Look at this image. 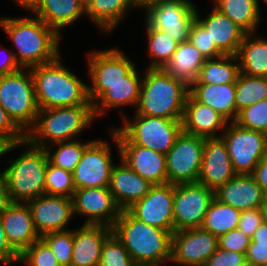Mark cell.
Segmentation results:
<instances>
[{
    "label": "cell",
    "mask_w": 267,
    "mask_h": 266,
    "mask_svg": "<svg viewBox=\"0 0 267 266\" xmlns=\"http://www.w3.org/2000/svg\"><path fill=\"white\" fill-rule=\"evenodd\" d=\"M205 138L181 132L166 154L170 184L196 183L199 179Z\"/></svg>",
    "instance_id": "8fae6325"
},
{
    "label": "cell",
    "mask_w": 267,
    "mask_h": 266,
    "mask_svg": "<svg viewBox=\"0 0 267 266\" xmlns=\"http://www.w3.org/2000/svg\"><path fill=\"white\" fill-rule=\"evenodd\" d=\"M258 1V4H259V0H257ZM263 1V4L265 3L266 4V6H267V0H262Z\"/></svg>",
    "instance_id": "94428289"
},
{
    "label": "cell",
    "mask_w": 267,
    "mask_h": 266,
    "mask_svg": "<svg viewBox=\"0 0 267 266\" xmlns=\"http://www.w3.org/2000/svg\"><path fill=\"white\" fill-rule=\"evenodd\" d=\"M255 34H246L239 45L236 57L240 73L267 77V40L263 37L257 38Z\"/></svg>",
    "instance_id": "1f68e13d"
},
{
    "label": "cell",
    "mask_w": 267,
    "mask_h": 266,
    "mask_svg": "<svg viewBox=\"0 0 267 266\" xmlns=\"http://www.w3.org/2000/svg\"><path fill=\"white\" fill-rule=\"evenodd\" d=\"M227 152L236 174H252L267 151V135L229 122L223 133Z\"/></svg>",
    "instance_id": "9c48e42d"
},
{
    "label": "cell",
    "mask_w": 267,
    "mask_h": 266,
    "mask_svg": "<svg viewBox=\"0 0 267 266\" xmlns=\"http://www.w3.org/2000/svg\"><path fill=\"white\" fill-rule=\"evenodd\" d=\"M87 141L82 143L81 140H73L67 142H58L51 144L54 147L56 145V150L52 151L49 147H45V151L48 156L49 163L55 167L62 168L64 170L73 172L85 148L92 142Z\"/></svg>",
    "instance_id": "74e56055"
},
{
    "label": "cell",
    "mask_w": 267,
    "mask_h": 266,
    "mask_svg": "<svg viewBox=\"0 0 267 266\" xmlns=\"http://www.w3.org/2000/svg\"><path fill=\"white\" fill-rule=\"evenodd\" d=\"M16 4L21 6V8H25V10L29 12H33L36 7L40 4L41 0H14Z\"/></svg>",
    "instance_id": "9f6ffc18"
},
{
    "label": "cell",
    "mask_w": 267,
    "mask_h": 266,
    "mask_svg": "<svg viewBox=\"0 0 267 266\" xmlns=\"http://www.w3.org/2000/svg\"><path fill=\"white\" fill-rule=\"evenodd\" d=\"M99 266H137L123 243L112 233L104 242Z\"/></svg>",
    "instance_id": "b9f144b4"
},
{
    "label": "cell",
    "mask_w": 267,
    "mask_h": 266,
    "mask_svg": "<svg viewBox=\"0 0 267 266\" xmlns=\"http://www.w3.org/2000/svg\"><path fill=\"white\" fill-rule=\"evenodd\" d=\"M0 105L25 133L34 125L40 109L30 68L0 76Z\"/></svg>",
    "instance_id": "ba28073f"
},
{
    "label": "cell",
    "mask_w": 267,
    "mask_h": 266,
    "mask_svg": "<svg viewBox=\"0 0 267 266\" xmlns=\"http://www.w3.org/2000/svg\"><path fill=\"white\" fill-rule=\"evenodd\" d=\"M214 198L215 191L199 182L174 185V232L201 227Z\"/></svg>",
    "instance_id": "4fadbf2b"
},
{
    "label": "cell",
    "mask_w": 267,
    "mask_h": 266,
    "mask_svg": "<svg viewBox=\"0 0 267 266\" xmlns=\"http://www.w3.org/2000/svg\"><path fill=\"white\" fill-rule=\"evenodd\" d=\"M5 51L8 52L9 50L4 49L3 52ZM9 52L10 53H6L7 56L5 57V59H2L3 61H0V76L5 74H11L21 69V67L15 60L13 51L10 50Z\"/></svg>",
    "instance_id": "f5cc1de1"
},
{
    "label": "cell",
    "mask_w": 267,
    "mask_h": 266,
    "mask_svg": "<svg viewBox=\"0 0 267 266\" xmlns=\"http://www.w3.org/2000/svg\"><path fill=\"white\" fill-rule=\"evenodd\" d=\"M137 265L162 266L171 262L172 234L134 218L121 210L112 227Z\"/></svg>",
    "instance_id": "3957f363"
},
{
    "label": "cell",
    "mask_w": 267,
    "mask_h": 266,
    "mask_svg": "<svg viewBox=\"0 0 267 266\" xmlns=\"http://www.w3.org/2000/svg\"><path fill=\"white\" fill-rule=\"evenodd\" d=\"M205 57V59L216 58L223 54L211 41L208 31L195 19L192 23L188 39Z\"/></svg>",
    "instance_id": "ee69618b"
},
{
    "label": "cell",
    "mask_w": 267,
    "mask_h": 266,
    "mask_svg": "<svg viewBox=\"0 0 267 266\" xmlns=\"http://www.w3.org/2000/svg\"><path fill=\"white\" fill-rule=\"evenodd\" d=\"M162 0H133L135 7L141 8V10H145L148 6L158 3Z\"/></svg>",
    "instance_id": "680465c9"
},
{
    "label": "cell",
    "mask_w": 267,
    "mask_h": 266,
    "mask_svg": "<svg viewBox=\"0 0 267 266\" xmlns=\"http://www.w3.org/2000/svg\"><path fill=\"white\" fill-rule=\"evenodd\" d=\"M241 211L214 198L207 210L201 228L219 237L238 227Z\"/></svg>",
    "instance_id": "e575fe53"
},
{
    "label": "cell",
    "mask_w": 267,
    "mask_h": 266,
    "mask_svg": "<svg viewBox=\"0 0 267 266\" xmlns=\"http://www.w3.org/2000/svg\"><path fill=\"white\" fill-rule=\"evenodd\" d=\"M27 204L40 237L46 233L68 230L66 226L74 216L72 198L45 194Z\"/></svg>",
    "instance_id": "d6986e66"
},
{
    "label": "cell",
    "mask_w": 267,
    "mask_h": 266,
    "mask_svg": "<svg viewBox=\"0 0 267 266\" xmlns=\"http://www.w3.org/2000/svg\"><path fill=\"white\" fill-rule=\"evenodd\" d=\"M0 138L7 144L26 140V133L13 121L6 110L0 105Z\"/></svg>",
    "instance_id": "bcb514c9"
},
{
    "label": "cell",
    "mask_w": 267,
    "mask_h": 266,
    "mask_svg": "<svg viewBox=\"0 0 267 266\" xmlns=\"http://www.w3.org/2000/svg\"><path fill=\"white\" fill-rule=\"evenodd\" d=\"M189 86L162 68H148L142 78L135 114L182 119Z\"/></svg>",
    "instance_id": "277c9868"
},
{
    "label": "cell",
    "mask_w": 267,
    "mask_h": 266,
    "mask_svg": "<svg viewBox=\"0 0 267 266\" xmlns=\"http://www.w3.org/2000/svg\"><path fill=\"white\" fill-rule=\"evenodd\" d=\"M137 266H156V265H137Z\"/></svg>",
    "instance_id": "6125c7cd"
},
{
    "label": "cell",
    "mask_w": 267,
    "mask_h": 266,
    "mask_svg": "<svg viewBox=\"0 0 267 266\" xmlns=\"http://www.w3.org/2000/svg\"><path fill=\"white\" fill-rule=\"evenodd\" d=\"M94 119L93 105L40 109L34 125L26 132V141L39 148L73 141Z\"/></svg>",
    "instance_id": "5b68a950"
},
{
    "label": "cell",
    "mask_w": 267,
    "mask_h": 266,
    "mask_svg": "<svg viewBox=\"0 0 267 266\" xmlns=\"http://www.w3.org/2000/svg\"><path fill=\"white\" fill-rule=\"evenodd\" d=\"M204 266H248L246 254L218 248Z\"/></svg>",
    "instance_id": "7dc6e473"
},
{
    "label": "cell",
    "mask_w": 267,
    "mask_h": 266,
    "mask_svg": "<svg viewBox=\"0 0 267 266\" xmlns=\"http://www.w3.org/2000/svg\"><path fill=\"white\" fill-rule=\"evenodd\" d=\"M139 74L135 67L123 81L109 85L108 89L92 103L95 118L104 116L111 108L116 109L126 105L136 108L142 82Z\"/></svg>",
    "instance_id": "4316f807"
},
{
    "label": "cell",
    "mask_w": 267,
    "mask_h": 266,
    "mask_svg": "<svg viewBox=\"0 0 267 266\" xmlns=\"http://www.w3.org/2000/svg\"><path fill=\"white\" fill-rule=\"evenodd\" d=\"M32 14L61 36V29L85 15V2L83 0H41Z\"/></svg>",
    "instance_id": "f1b7e54d"
},
{
    "label": "cell",
    "mask_w": 267,
    "mask_h": 266,
    "mask_svg": "<svg viewBox=\"0 0 267 266\" xmlns=\"http://www.w3.org/2000/svg\"><path fill=\"white\" fill-rule=\"evenodd\" d=\"M0 27L14 43L17 50L13 54L21 68L46 64L60 56L62 37L38 17L0 18Z\"/></svg>",
    "instance_id": "6da1fadb"
},
{
    "label": "cell",
    "mask_w": 267,
    "mask_h": 266,
    "mask_svg": "<svg viewBox=\"0 0 267 266\" xmlns=\"http://www.w3.org/2000/svg\"><path fill=\"white\" fill-rule=\"evenodd\" d=\"M250 242L251 238L236 228L218 237V248L246 254Z\"/></svg>",
    "instance_id": "f6af8a7d"
},
{
    "label": "cell",
    "mask_w": 267,
    "mask_h": 266,
    "mask_svg": "<svg viewBox=\"0 0 267 266\" xmlns=\"http://www.w3.org/2000/svg\"><path fill=\"white\" fill-rule=\"evenodd\" d=\"M75 190L72 172L48 163L45 178V194L72 198Z\"/></svg>",
    "instance_id": "f35d334b"
},
{
    "label": "cell",
    "mask_w": 267,
    "mask_h": 266,
    "mask_svg": "<svg viewBox=\"0 0 267 266\" xmlns=\"http://www.w3.org/2000/svg\"><path fill=\"white\" fill-rule=\"evenodd\" d=\"M27 150L3 170L7 181V194L10 202L27 203L45 195V178L49 163L44 148L22 141Z\"/></svg>",
    "instance_id": "8992f818"
},
{
    "label": "cell",
    "mask_w": 267,
    "mask_h": 266,
    "mask_svg": "<svg viewBox=\"0 0 267 266\" xmlns=\"http://www.w3.org/2000/svg\"><path fill=\"white\" fill-rule=\"evenodd\" d=\"M217 249L218 237L201 227L173 232L170 263L204 266Z\"/></svg>",
    "instance_id": "2e32d148"
},
{
    "label": "cell",
    "mask_w": 267,
    "mask_h": 266,
    "mask_svg": "<svg viewBox=\"0 0 267 266\" xmlns=\"http://www.w3.org/2000/svg\"><path fill=\"white\" fill-rule=\"evenodd\" d=\"M40 238L49 246L60 266H70L73 249V230L50 232Z\"/></svg>",
    "instance_id": "ab89813d"
},
{
    "label": "cell",
    "mask_w": 267,
    "mask_h": 266,
    "mask_svg": "<svg viewBox=\"0 0 267 266\" xmlns=\"http://www.w3.org/2000/svg\"><path fill=\"white\" fill-rule=\"evenodd\" d=\"M145 23L168 34L178 43L188 41L196 16V6L190 0H162L145 9Z\"/></svg>",
    "instance_id": "7c38bea8"
},
{
    "label": "cell",
    "mask_w": 267,
    "mask_h": 266,
    "mask_svg": "<svg viewBox=\"0 0 267 266\" xmlns=\"http://www.w3.org/2000/svg\"><path fill=\"white\" fill-rule=\"evenodd\" d=\"M135 8L133 0H87L85 14L107 35L114 31L130 9Z\"/></svg>",
    "instance_id": "4dcf8cb0"
},
{
    "label": "cell",
    "mask_w": 267,
    "mask_h": 266,
    "mask_svg": "<svg viewBox=\"0 0 267 266\" xmlns=\"http://www.w3.org/2000/svg\"><path fill=\"white\" fill-rule=\"evenodd\" d=\"M39 109L92 105L88 84L63 65L59 56L52 62L30 68Z\"/></svg>",
    "instance_id": "7a4b0ae2"
},
{
    "label": "cell",
    "mask_w": 267,
    "mask_h": 266,
    "mask_svg": "<svg viewBox=\"0 0 267 266\" xmlns=\"http://www.w3.org/2000/svg\"><path fill=\"white\" fill-rule=\"evenodd\" d=\"M9 198L7 194V181L4 171L0 172V213L9 203Z\"/></svg>",
    "instance_id": "db71d44e"
},
{
    "label": "cell",
    "mask_w": 267,
    "mask_h": 266,
    "mask_svg": "<svg viewBox=\"0 0 267 266\" xmlns=\"http://www.w3.org/2000/svg\"><path fill=\"white\" fill-rule=\"evenodd\" d=\"M0 263L5 265H12L19 263V254L8 243L3 224L0 218Z\"/></svg>",
    "instance_id": "f907efd6"
},
{
    "label": "cell",
    "mask_w": 267,
    "mask_h": 266,
    "mask_svg": "<svg viewBox=\"0 0 267 266\" xmlns=\"http://www.w3.org/2000/svg\"><path fill=\"white\" fill-rule=\"evenodd\" d=\"M111 132V138L118 148L120 159L139 176L152 185L168 183L166 155L150 148L135 144H119L116 134Z\"/></svg>",
    "instance_id": "ac0fdd59"
},
{
    "label": "cell",
    "mask_w": 267,
    "mask_h": 266,
    "mask_svg": "<svg viewBox=\"0 0 267 266\" xmlns=\"http://www.w3.org/2000/svg\"><path fill=\"white\" fill-rule=\"evenodd\" d=\"M251 242L267 245V223L262 222L251 237Z\"/></svg>",
    "instance_id": "11a10c76"
},
{
    "label": "cell",
    "mask_w": 267,
    "mask_h": 266,
    "mask_svg": "<svg viewBox=\"0 0 267 266\" xmlns=\"http://www.w3.org/2000/svg\"><path fill=\"white\" fill-rule=\"evenodd\" d=\"M145 25L148 52L149 56L152 57L151 63L147 68H163L172 58L177 49L178 42L165 32L152 28L147 23Z\"/></svg>",
    "instance_id": "8d00e7d4"
},
{
    "label": "cell",
    "mask_w": 267,
    "mask_h": 266,
    "mask_svg": "<svg viewBox=\"0 0 267 266\" xmlns=\"http://www.w3.org/2000/svg\"><path fill=\"white\" fill-rule=\"evenodd\" d=\"M234 122L245 129L267 135V99L255 102L239 111Z\"/></svg>",
    "instance_id": "60d3db41"
},
{
    "label": "cell",
    "mask_w": 267,
    "mask_h": 266,
    "mask_svg": "<svg viewBox=\"0 0 267 266\" xmlns=\"http://www.w3.org/2000/svg\"><path fill=\"white\" fill-rule=\"evenodd\" d=\"M246 261L248 266H267V245L250 242Z\"/></svg>",
    "instance_id": "681fc988"
},
{
    "label": "cell",
    "mask_w": 267,
    "mask_h": 266,
    "mask_svg": "<svg viewBox=\"0 0 267 266\" xmlns=\"http://www.w3.org/2000/svg\"><path fill=\"white\" fill-rule=\"evenodd\" d=\"M110 146L108 141L97 138L85 148L72 172L76 189L109 187L114 165Z\"/></svg>",
    "instance_id": "5bb4252c"
},
{
    "label": "cell",
    "mask_w": 267,
    "mask_h": 266,
    "mask_svg": "<svg viewBox=\"0 0 267 266\" xmlns=\"http://www.w3.org/2000/svg\"><path fill=\"white\" fill-rule=\"evenodd\" d=\"M235 83L201 84L198 80L189 87V93L199 102L210 106L228 122L236 119Z\"/></svg>",
    "instance_id": "83f0119b"
},
{
    "label": "cell",
    "mask_w": 267,
    "mask_h": 266,
    "mask_svg": "<svg viewBox=\"0 0 267 266\" xmlns=\"http://www.w3.org/2000/svg\"><path fill=\"white\" fill-rule=\"evenodd\" d=\"M0 218L8 243L19 255L40 239L27 203L9 202Z\"/></svg>",
    "instance_id": "44dd1931"
},
{
    "label": "cell",
    "mask_w": 267,
    "mask_h": 266,
    "mask_svg": "<svg viewBox=\"0 0 267 266\" xmlns=\"http://www.w3.org/2000/svg\"><path fill=\"white\" fill-rule=\"evenodd\" d=\"M112 233L106 225L83 224L73 230L70 266H99L103 244Z\"/></svg>",
    "instance_id": "603a6c76"
},
{
    "label": "cell",
    "mask_w": 267,
    "mask_h": 266,
    "mask_svg": "<svg viewBox=\"0 0 267 266\" xmlns=\"http://www.w3.org/2000/svg\"><path fill=\"white\" fill-rule=\"evenodd\" d=\"M236 56L222 55L206 59L201 67L198 81L201 84H227L235 83L240 73Z\"/></svg>",
    "instance_id": "836d02e7"
},
{
    "label": "cell",
    "mask_w": 267,
    "mask_h": 266,
    "mask_svg": "<svg viewBox=\"0 0 267 266\" xmlns=\"http://www.w3.org/2000/svg\"><path fill=\"white\" fill-rule=\"evenodd\" d=\"M214 7L229 17L247 34L256 33L261 21L260 4L257 0H212Z\"/></svg>",
    "instance_id": "d6a6232c"
},
{
    "label": "cell",
    "mask_w": 267,
    "mask_h": 266,
    "mask_svg": "<svg viewBox=\"0 0 267 266\" xmlns=\"http://www.w3.org/2000/svg\"><path fill=\"white\" fill-rule=\"evenodd\" d=\"M91 52L87 54L89 80L92 83L88 85V97L93 103L109 85L123 81L136 65L123 51L114 47Z\"/></svg>",
    "instance_id": "30bf717a"
},
{
    "label": "cell",
    "mask_w": 267,
    "mask_h": 266,
    "mask_svg": "<svg viewBox=\"0 0 267 266\" xmlns=\"http://www.w3.org/2000/svg\"><path fill=\"white\" fill-rule=\"evenodd\" d=\"M19 146H22V142L7 144L3 139L0 138V158Z\"/></svg>",
    "instance_id": "6f0895ef"
},
{
    "label": "cell",
    "mask_w": 267,
    "mask_h": 266,
    "mask_svg": "<svg viewBox=\"0 0 267 266\" xmlns=\"http://www.w3.org/2000/svg\"><path fill=\"white\" fill-rule=\"evenodd\" d=\"M251 175L254 177L257 184L267 194V151Z\"/></svg>",
    "instance_id": "816d5d0a"
},
{
    "label": "cell",
    "mask_w": 267,
    "mask_h": 266,
    "mask_svg": "<svg viewBox=\"0 0 267 266\" xmlns=\"http://www.w3.org/2000/svg\"><path fill=\"white\" fill-rule=\"evenodd\" d=\"M174 184L152 185L149 192L126 209L137 220L174 232Z\"/></svg>",
    "instance_id": "9a60e30c"
},
{
    "label": "cell",
    "mask_w": 267,
    "mask_h": 266,
    "mask_svg": "<svg viewBox=\"0 0 267 266\" xmlns=\"http://www.w3.org/2000/svg\"><path fill=\"white\" fill-rule=\"evenodd\" d=\"M205 60V57L200 51L188 40L183 43H178L172 58L162 69L170 76L183 81L190 87L198 80L201 67Z\"/></svg>",
    "instance_id": "f546056e"
},
{
    "label": "cell",
    "mask_w": 267,
    "mask_h": 266,
    "mask_svg": "<svg viewBox=\"0 0 267 266\" xmlns=\"http://www.w3.org/2000/svg\"><path fill=\"white\" fill-rule=\"evenodd\" d=\"M235 87L236 117L238 112L244 108L267 99V77L239 73Z\"/></svg>",
    "instance_id": "d590c367"
},
{
    "label": "cell",
    "mask_w": 267,
    "mask_h": 266,
    "mask_svg": "<svg viewBox=\"0 0 267 266\" xmlns=\"http://www.w3.org/2000/svg\"><path fill=\"white\" fill-rule=\"evenodd\" d=\"M235 175L223 139L206 138L198 182L216 191Z\"/></svg>",
    "instance_id": "ffe728a7"
},
{
    "label": "cell",
    "mask_w": 267,
    "mask_h": 266,
    "mask_svg": "<svg viewBox=\"0 0 267 266\" xmlns=\"http://www.w3.org/2000/svg\"><path fill=\"white\" fill-rule=\"evenodd\" d=\"M181 122L183 132L205 139L220 137L217 132L223 133L228 124V121L217 111L197 101L190 93L185 100Z\"/></svg>",
    "instance_id": "7402d4cb"
},
{
    "label": "cell",
    "mask_w": 267,
    "mask_h": 266,
    "mask_svg": "<svg viewBox=\"0 0 267 266\" xmlns=\"http://www.w3.org/2000/svg\"><path fill=\"white\" fill-rule=\"evenodd\" d=\"M211 13L201 18L196 9L195 19L208 31L211 41L223 55L236 56L239 45L247 34L229 17L225 16L215 7Z\"/></svg>",
    "instance_id": "d4e9b609"
},
{
    "label": "cell",
    "mask_w": 267,
    "mask_h": 266,
    "mask_svg": "<svg viewBox=\"0 0 267 266\" xmlns=\"http://www.w3.org/2000/svg\"><path fill=\"white\" fill-rule=\"evenodd\" d=\"M122 126L111 129L119 144H135L167 154L183 131L182 119H168L135 114L129 119L122 114ZM124 122V123H123Z\"/></svg>",
    "instance_id": "52a82bcc"
},
{
    "label": "cell",
    "mask_w": 267,
    "mask_h": 266,
    "mask_svg": "<svg viewBox=\"0 0 267 266\" xmlns=\"http://www.w3.org/2000/svg\"><path fill=\"white\" fill-rule=\"evenodd\" d=\"M26 266H60L49 246L40 238L19 255Z\"/></svg>",
    "instance_id": "7bdbcfd3"
},
{
    "label": "cell",
    "mask_w": 267,
    "mask_h": 266,
    "mask_svg": "<svg viewBox=\"0 0 267 266\" xmlns=\"http://www.w3.org/2000/svg\"><path fill=\"white\" fill-rule=\"evenodd\" d=\"M261 212L263 217V222L267 223V194L264 197L263 203L261 204Z\"/></svg>",
    "instance_id": "91938a15"
},
{
    "label": "cell",
    "mask_w": 267,
    "mask_h": 266,
    "mask_svg": "<svg viewBox=\"0 0 267 266\" xmlns=\"http://www.w3.org/2000/svg\"><path fill=\"white\" fill-rule=\"evenodd\" d=\"M75 215L86 216L84 224L113 227L121 209L109 187L76 189L72 196Z\"/></svg>",
    "instance_id": "e0dca14e"
},
{
    "label": "cell",
    "mask_w": 267,
    "mask_h": 266,
    "mask_svg": "<svg viewBox=\"0 0 267 266\" xmlns=\"http://www.w3.org/2000/svg\"><path fill=\"white\" fill-rule=\"evenodd\" d=\"M262 222L263 217L260 208L248 209L241 212L237 228L251 238Z\"/></svg>",
    "instance_id": "c3c4849f"
},
{
    "label": "cell",
    "mask_w": 267,
    "mask_h": 266,
    "mask_svg": "<svg viewBox=\"0 0 267 266\" xmlns=\"http://www.w3.org/2000/svg\"><path fill=\"white\" fill-rule=\"evenodd\" d=\"M152 184L130 169L121 159L113 165L109 189L116 205L121 210L128 209L134 202L142 199Z\"/></svg>",
    "instance_id": "484cf974"
},
{
    "label": "cell",
    "mask_w": 267,
    "mask_h": 266,
    "mask_svg": "<svg viewBox=\"0 0 267 266\" xmlns=\"http://www.w3.org/2000/svg\"><path fill=\"white\" fill-rule=\"evenodd\" d=\"M266 193L251 174H236L215 191V198L239 211L261 207Z\"/></svg>",
    "instance_id": "cb8c5ba5"
}]
</instances>
